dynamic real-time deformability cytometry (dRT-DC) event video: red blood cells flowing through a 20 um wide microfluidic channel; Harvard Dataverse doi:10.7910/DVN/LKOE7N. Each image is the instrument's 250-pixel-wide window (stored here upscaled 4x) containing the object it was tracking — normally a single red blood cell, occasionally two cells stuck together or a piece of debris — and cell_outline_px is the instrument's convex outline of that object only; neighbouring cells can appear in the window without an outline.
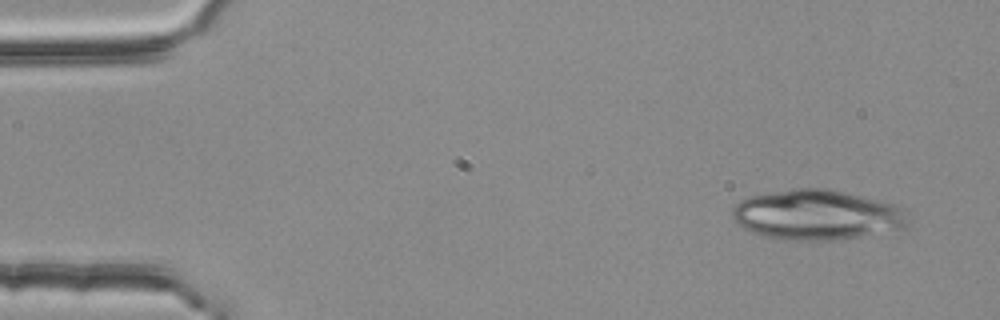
{"species": "common noctule bat (a hibernating species)", "species_latin": "Nyctalus noctula", "temperature_condition": "room temperature", "stored_images_in_passage": 3, "camera_frame_rate_fps": 3000, "um_per_image_px": 0.085, "animal": {"sex": "female", "body_mass_g": 25.1}, "frame": {"image": 1, "passage_image": 1, "time_ms": 0.0, "image_size_px": [1000, 320], "cell_outline_px": [[908, 228], [832, 240], [800, 240], [764, 236], [744, 228], [732, 216], [732, 208], [740, 200], [748, 196], [796, 188], [828, 188], [892, 204], [908, 212]], "centroid_in_image_um": [69.45, 18.25], "position_along_channel_um": 15.6, "area_um2": 50.69}}